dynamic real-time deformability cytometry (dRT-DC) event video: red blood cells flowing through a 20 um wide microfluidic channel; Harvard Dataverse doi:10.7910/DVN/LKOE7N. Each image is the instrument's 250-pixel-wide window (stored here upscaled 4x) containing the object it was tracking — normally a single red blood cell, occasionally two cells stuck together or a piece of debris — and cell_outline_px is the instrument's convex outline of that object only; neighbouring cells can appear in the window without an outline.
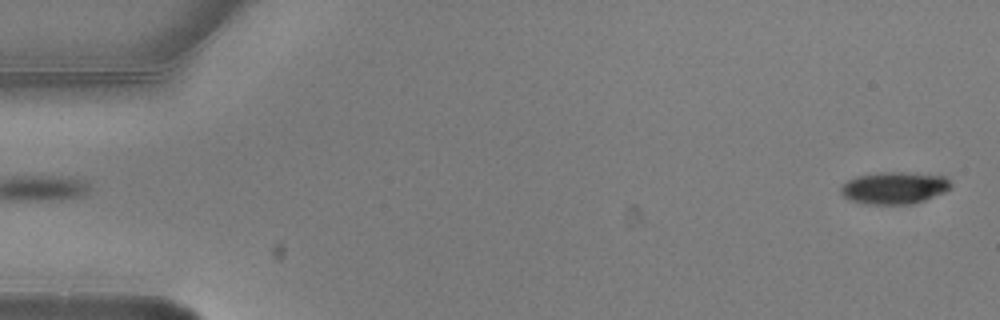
{"species": "common noctule bat (a hibernating species)", "species_latin": "Nyctalus noctula", "temperature_condition": "warm", "stored_images_in_passage": 5, "segment_of_instrument_passage": [2, 2], "camera_frame_rate_fps": 3000, "um_per_image_px": 0.085, "animal": {"sex": "male", "body_mass_g": 20.5, "forearm_length_mm": 52.5}, "frame": {"image": 1, "passage_image": 5, "time_ms": 1.333, "image_size_px": [1000, 320], "cell_outline_px": [[952, 188], [944, 192], [924, 200], [912, 204], [864, 204], [848, 200], [840, 192], [840, 188], [848, 180], [856, 176], [880, 172], [904, 172], [944, 176], [952, 184]], "centroid_in_image_um": [76.0, 15.97], "position_along_channel_um": 9.0, "area_um2": 20.63}}